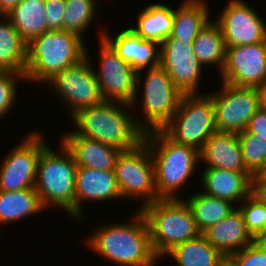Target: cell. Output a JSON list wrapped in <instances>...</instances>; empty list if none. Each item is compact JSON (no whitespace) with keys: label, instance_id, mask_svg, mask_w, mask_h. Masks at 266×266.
Listing matches in <instances>:
<instances>
[{"label":"cell","instance_id":"6da1fadb","mask_svg":"<svg viewBox=\"0 0 266 266\" xmlns=\"http://www.w3.org/2000/svg\"><path fill=\"white\" fill-rule=\"evenodd\" d=\"M101 224L82 240L104 262L117 266H158L161 262L152 249L145 217L137 208L125 222L105 224L104 220Z\"/></svg>","mask_w":266,"mask_h":266},{"label":"cell","instance_id":"7a4b0ae2","mask_svg":"<svg viewBox=\"0 0 266 266\" xmlns=\"http://www.w3.org/2000/svg\"><path fill=\"white\" fill-rule=\"evenodd\" d=\"M70 119L74 127L64 133L95 139L120 151L133 149L144 141L145 132L129 104L104 100L77 110Z\"/></svg>","mask_w":266,"mask_h":266},{"label":"cell","instance_id":"3957f363","mask_svg":"<svg viewBox=\"0 0 266 266\" xmlns=\"http://www.w3.org/2000/svg\"><path fill=\"white\" fill-rule=\"evenodd\" d=\"M144 141L152 155L157 196L160 199L185 197L179 192L200 170V151L175 142L163 130L145 133Z\"/></svg>","mask_w":266,"mask_h":266},{"label":"cell","instance_id":"277c9868","mask_svg":"<svg viewBox=\"0 0 266 266\" xmlns=\"http://www.w3.org/2000/svg\"><path fill=\"white\" fill-rule=\"evenodd\" d=\"M85 40L66 30H49L31 39L27 43L26 81L41 87L55 74L79 63L86 57Z\"/></svg>","mask_w":266,"mask_h":266},{"label":"cell","instance_id":"5b68a950","mask_svg":"<svg viewBox=\"0 0 266 266\" xmlns=\"http://www.w3.org/2000/svg\"><path fill=\"white\" fill-rule=\"evenodd\" d=\"M55 150L50 143L41 151L35 190L44 209H62L75 221V179L78 165L72 152L59 140Z\"/></svg>","mask_w":266,"mask_h":266},{"label":"cell","instance_id":"8992f818","mask_svg":"<svg viewBox=\"0 0 266 266\" xmlns=\"http://www.w3.org/2000/svg\"><path fill=\"white\" fill-rule=\"evenodd\" d=\"M136 85L132 109L138 126L145 133L162 130L171 121L184 94L160 65L138 71Z\"/></svg>","mask_w":266,"mask_h":266},{"label":"cell","instance_id":"52a82bcc","mask_svg":"<svg viewBox=\"0 0 266 266\" xmlns=\"http://www.w3.org/2000/svg\"><path fill=\"white\" fill-rule=\"evenodd\" d=\"M139 211L148 224L151 246L159 259L174 246L201 234L184 198L158 199Z\"/></svg>","mask_w":266,"mask_h":266},{"label":"cell","instance_id":"ba28073f","mask_svg":"<svg viewBox=\"0 0 266 266\" xmlns=\"http://www.w3.org/2000/svg\"><path fill=\"white\" fill-rule=\"evenodd\" d=\"M177 143L201 150L217 131L212 98L207 94H184L171 121L162 129Z\"/></svg>","mask_w":266,"mask_h":266},{"label":"cell","instance_id":"9c48e42d","mask_svg":"<svg viewBox=\"0 0 266 266\" xmlns=\"http://www.w3.org/2000/svg\"><path fill=\"white\" fill-rule=\"evenodd\" d=\"M86 49V57L63 71L55 74L42 87L54 93L61 107L70 117L77 110L104 101L99 82L92 67L91 51Z\"/></svg>","mask_w":266,"mask_h":266},{"label":"cell","instance_id":"30bf717a","mask_svg":"<svg viewBox=\"0 0 266 266\" xmlns=\"http://www.w3.org/2000/svg\"><path fill=\"white\" fill-rule=\"evenodd\" d=\"M114 173L122 199L141 202L138 210L160 199L155 188L152 155L145 141L133 149L120 151Z\"/></svg>","mask_w":266,"mask_h":266},{"label":"cell","instance_id":"8fae6325","mask_svg":"<svg viewBox=\"0 0 266 266\" xmlns=\"http://www.w3.org/2000/svg\"><path fill=\"white\" fill-rule=\"evenodd\" d=\"M104 27L98 26V61L92 67L104 100L132 105L136 95L137 72L125 62L103 37ZM103 28V29H102ZM98 66V67H97ZM98 69V70H97Z\"/></svg>","mask_w":266,"mask_h":266},{"label":"cell","instance_id":"7c38bea8","mask_svg":"<svg viewBox=\"0 0 266 266\" xmlns=\"http://www.w3.org/2000/svg\"><path fill=\"white\" fill-rule=\"evenodd\" d=\"M36 130V131H35ZM30 130L0 162V190L34 188L41 151L49 144L42 130Z\"/></svg>","mask_w":266,"mask_h":266},{"label":"cell","instance_id":"4fadbf2b","mask_svg":"<svg viewBox=\"0 0 266 266\" xmlns=\"http://www.w3.org/2000/svg\"><path fill=\"white\" fill-rule=\"evenodd\" d=\"M208 90L214 106L215 126L219 132H243L260 108L256 87H237L221 82Z\"/></svg>","mask_w":266,"mask_h":266},{"label":"cell","instance_id":"5bb4252c","mask_svg":"<svg viewBox=\"0 0 266 266\" xmlns=\"http://www.w3.org/2000/svg\"><path fill=\"white\" fill-rule=\"evenodd\" d=\"M214 20L220 27L226 47L243 46L266 40V19L244 0H227Z\"/></svg>","mask_w":266,"mask_h":266},{"label":"cell","instance_id":"9a60e30c","mask_svg":"<svg viewBox=\"0 0 266 266\" xmlns=\"http://www.w3.org/2000/svg\"><path fill=\"white\" fill-rule=\"evenodd\" d=\"M183 94H205L199 90L204 67L194 53L193 41L166 38L160 44V64ZM203 77V78H202ZM200 83V84H199Z\"/></svg>","mask_w":266,"mask_h":266},{"label":"cell","instance_id":"2e32d148","mask_svg":"<svg viewBox=\"0 0 266 266\" xmlns=\"http://www.w3.org/2000/svg\"><path fill=\"white\" fill-rule=\"evenodd\" d=\"M220 82L237 87H257L266 82V40L226 47Z\"/></svg>","mask_w":266,"mask_h":266},{"label":"cell","instance_id":"e0dca14e","mask_svg":"<svg viewBox=\"0 0 266 266\" xmlns=\"http://www.w3.org/2000/svg\"><path fill=\"white\" fill-rule=\"evenodd\" d=\"M121 192L114 170H98L78 166L75 179V221L84 222L86 215L83 205L86 202H99L103 205L112 200L121 201ZM105 202V204L103 203ZM84 212V213H83ZM85 215V216H84Z\"/></svg>","mask_w":266,"mask_h":266},{"label":"cell","instance_id":"ac0fdd59","mask_svg":"<svg viewBox=\"0 0 266 266\" xmlns=\"http://www.w3.org/2000/svg\"><path fill=\"white\" fill-rule=\"evenodd\" d=\"M103 37L114 47L118 55L138 72L160 64V44L148 41L137 35L129 27L117 29V33L103 29Z\"/></svg>","mask_w":266,"mask_h":266},{"label":"cell","instance_id":"d6986e66","mask_svg":"<svg viewBox=\"0 0 266 266\" xmlns=\"http://www.w3.org/2000/svg\"><path fill=\"white\" fill-rule=\"evenodd\" d=\"M200 190L208 195L233 203L236 207L251 194L250 172H233L221 168H202Z\"/></svg>","mask_w":266,"mask_h":266},{"label":"cell","instance_id":"ffe728a7","mask_svg":"<svg viewBox=\"0 0 266 266\" xmlns=\"http://www.w3.org/2000/svg\"><path fill=\"white\" fill-rule=\"evenodd\" d=\"M202 168H221L249 172L244 164L237 133L214 132L200 150Z\"/></svg>","mask_w":266,"mask_h":266},{"label":"cell","instance_id":"44dd1931","mask_svg":"<svg viewBox=\"0 0 266 266\" xmlns=\"http://www.w3.org/2000/svg\"><path fill=\"white\" fill-rule=\"evenodd\" d=\"M202 234L223 256H229L253 243V236L247 230L238 207Z\"/></svg>","mask_w":266,"mask_h":266},{"label":"cell","instance_id":"7402d4cb","mask_svg":"<svg viewBox=\"0 0 266 266\" xmlns=\"http://www.w3.org/2000/svg\"><path fill=\"white\" fill-rule=\"evenodd\" d=\"M59 139L72 152L78 166L104 171L114 170L120 150L75 133H63L62 131Z\"/></svg>","mask_w":266,"mask_h":266},{"label":"cell","instance_id":"603a6c76","mask_svg":"<svg viewBox=\"0 0 266 266\" xmlns=\"http://www.w3.org/2000/svg\"><path fill=\"white\" fill-rule=\"evenodd\" d=\"M133 26L127 25L137 35L148 41L161 44L171 34L174 7L161 2L146 4L136 16Z\"/></svg>","mask_w":266,"mask_h":266},{"label":"cell","instance_id":"cb8c5ba5","mask_svg":"<svg viewBox=\"0 0 266 266\" xmlns=\"http://www.w3.org/2000/svg\"><path fill=\"white\" fill-rule=\"evenodd\" d=\"M212 8L208 0H182L174 7L173 27L169 37L194 41L211 20Z\"/></svg>","mask_w":266,"mask_h":266},{"label":"cell","instance_id":"d4e9b609","mask_svg":"<svg viewBox=\"0 0 266 266\" xmlns=\"http://www.w3.org/2000/svg\"><path fill=\"white\" fill-rule=\"evenodd\" d=\"M46 212L35 188L16 191L0 190V231L3 226L21 223ZM20 221V222H19ZM7 224V225H6Z\"/></svg>","mask_w":266,"mask_h":266},{"label":"cell","instance_id":"484cf974","mask_svg":"<svg viewBox=\"0 0 266 266\" xmlns=\"http://www.w3.org/2000/svg\"><path fill=\"white\" fill-rule=\"evenodd\" d=\"M223 257L201 233L191 240L174 246L161 258V261L163 263L164 259L173 260L172 266H216Z\"/></svg>","mask_w":266,"mask_h":266},{"label":"cell","instance_id":"4316f807","mask_svg":"<svg viewBox=\"0 0 266 266\" xmlns=\"http://www.w3.org/2000/svg\"><path fill=\"white\" fill-rule=\"evenodd\" d=\"M188 194L189 192L184 200L191 209L193 219L201 233L210 226L219 223L236 208L230 201L208 195L199 188L198 190L195 189L192 195Z\"/></svg>","mask_w":266,"mask_h":266},{"label":"cell","instance_id":"83f0119b","mask_svg":"<svg viewBox=\"0 0 266 266\" xmlns=\"http://www.w3.org/2000/svg\"><path fill=\"white\" fill-rule=\"evenodd\" d=\"M193 48L205 70L216 67L220 75L225 63L226 46L221 29L214 20L211 19L200 31L193 41Z\"/></svg>","mask_w":266,"mask_h":266},{"label":"cell","instance_id":"f1b7e54d","mask_svg":"<svg viewBox=\"0 0 266 266\" xmlns=\"http://www.w3.org/2000/svg\"><path fill=\"white\" fill-rule=\"evenodd\" d=\"M45 13V0H22L7 18L28 43L47 31Z\"/></svg>","mask_w":266,"mask_h":266},{"label":"cell","instance_id":"f546056e","mask_svg":"<svg viewBox=\"0 0 266 266\" xmlns=\"http://www.w3.org/2000/svg\"><path fill=\"white\" fill-rule=\"evenodd\" d=\"M26 56L27 42L7 15L0 14V65L7 71L25 73Z\"/></svg>","mask_w":266,"mask_h":266},{"label":"cell","instance_id":"4dcf8cb0","mask_svg":"<svg viewBox=\"0 0 266 266\" xmlns=\"http://www.w3.org/2000/svg\"><path fill=\"white\" fill-rule=\"evenodd\" d=\"M101 0H65L63 30L71 31L82 38L97 20ZM97 14V15H96ZM96 17V18H95Z\"/></svg>","mask_w":266,"mask_h":266},{"label":"cell","instance_id":"1f68e13d","mask_svg":"<svg viewBox=\"0 0 266 266\" xmlns=\"http://www.w3.org/2000/svg\"><path fill=\"white\" fill-rule=\"evenodd\" d=\"M244 164L252 175L259 174L266 161V139L258 138L245 130L237 133Z\"/></svg>","mask_w":266,"mask_h":266},{"label":"cell","instance_id":"d6a6232c","mask_svg":"<svg viewBox=\"0 0 266 266\" xmlns=\"http://www.w3.org/2000/svg\"><path fill=\"white\" fill-rule=\"evenodd\" d=\"M25 81V82H24ZM27 83L25 73L7 71L0 77V120L8 118L17 107L19 83Z\"/></svg>","mask_w":266,"mask_h":266},{"label":"cell","instance_id":"836d02e7","mask_svg":"<svg viewBox=\"0 0 266 266\" xmlns=\"http://www.w3.org/2000/svg\"><path fill=\"white\" fill-rule=\"evenodd\" d=\"M237 207L241 211L245 226L252 236L266 228V206L251 194Z\"/></svg>","mask_w":266,"mask_h":266},{"label":"cell","instance_id":"e575fe53","mask_svg":"<svg viewBox=\"0 0 266 266\" xmlns=\"http://www.w3.org/2000/svg\"><path fill=\"white\" fill-rule=\"evenodd\" d=\"M229 257L236 266H266V251L253 243L229 255Z\"/></svg>","mask_w":266,"mask_h":266},{"label":"cell","instance_id":"d590c367","mask_svg":"<svg viewBox=\"0 0 266 266\" xmlns=\"http://www.w3.org/2000/svg\"><path fill=\"white\" fill-rule=\"evenodd\" d=\"M65 0H45L47 31L63 30Z\"/></svg>","mask_w":266,"mask_h":266},{"label":"cell","instance_id":"8d00e7d4","mask_svg":"<svg viewBox=\"0 0 266 266\" xmlns=\"http://www.w3.org/2000/svg\"><path fill=\"white\" fill-rule=\"evenodd\" d=\"M245 131L256 135L258 138L266 139V110L259 108L251 117Z\"/></svg>","mask_w":266,"mask_h":266},{"label":"cell","instance_id":"74e56055","mask_svg":"<svg viewBox=\"0 0 266 266\" xmlns=\"http://www.w3.org/2000/svg\"><path fill=\"white\" fill-rule=\"evenodd\" d=\"M251 195L266 206V181L258 174L251 178Z\"/></svg>","mask_w":266,"mask_h":266},{"label":"cell","instance_id":"f35d334b","mask_svg":"<svg viewBox=\"0 0 266 266\" xmlns=\"http://www.w3.org/2000/svg\"><path fill=\"white\" fill-rule=\"evenodd\" d=\"M22 0H0V14L7 15Z\"/></svg>","mask_w":266,"mask_h":266},{"label":"cell","instance_id":"ab89813d","mask_svg":"<svg viewBox=\"0 0 266 266\" xmlns=\"http://www.w3.org/2000/svg\"><path fill=\"white\" fill-rule=\"evenodd\" d=\"M253 244H255L258 248L266 251V228L258 231L253 236Z\"/></svg>","mask_w":266,"mask_h":266},{"label":"cell","instance_id":"60d3db41","mask_svg":"<svg viewBox=\"0 0 266 266\" xmlns=\"http://www.w3.org/2000/svg\"><path fill=\"white\" fill-rule=\"evenodd\" d=\"M256 89L259 97L260 108L266 110V82L257 86Z\"/></svg>","mask_w":266,"mask_h":266},{"label":"cell","instance_id":"b9f144b4","mask_svg":"<svg viewBox=\"0 0 266 266\" xmlns=\"http://www.w3.org/2000/svg\"><path fill=\"white\" fill-rule=\"evenodd\" d=\"M216 266H236L229 256H224Z\"/></svg>","mask_w":266,"mask_h":266},{"label":"cell","instance_id":"7bdbcfd3","mask_svg":"<svg viewBox=\"0 0 266 266\" xmlns=\"http://www.w3.org/2000/svg\"><path fill=\"white\" fill-rule=\"evenodd\" d=\"M258 175H260L266 181V167H264Z\"/></svg>","mask_w":266,"mask_h":266},{"label":"cell","instance_id":"ee69618b","mask_svg":"<svg viewBox=\"0 0 266 266\" xmlns=\"http://www.w3.org/2000/svg\"><path fill=\"white\" fill-rule=\"evenodd\" d=\"M6 72L7 70L0 65V77L3 76Z\"/></svg>","mask_w":266,"mask_h":266}]
</instances>
